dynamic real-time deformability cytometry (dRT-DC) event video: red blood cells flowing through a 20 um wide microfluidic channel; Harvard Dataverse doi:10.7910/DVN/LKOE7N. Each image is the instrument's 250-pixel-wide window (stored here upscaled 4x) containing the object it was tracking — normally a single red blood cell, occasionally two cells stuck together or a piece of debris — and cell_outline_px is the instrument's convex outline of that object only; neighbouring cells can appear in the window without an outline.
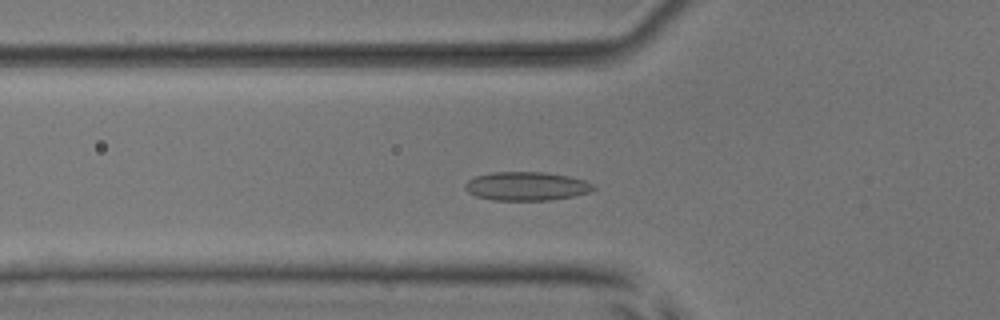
{"species": "common noctule bat (a hibernating species)", "species_latin": "Nyctalus noctula", "temperature_condition": "room temperature", "stored_images_in_passage": 23, "camera_frame_rate_fps": 3000, "um_per_image_px": 0.085, "animal": {"sex": "male", "body_mass_g": 17.9, "forearm_length_mm": 54.2}, "frame": {"image": 1, "passage_image": 5, "time_ms": 1.333, "image_size_px": [1000, 320], "cell_outline_px": [[596, 188], [592, 192], [552, 200], [492, 200], [476, 196], [468, 192], [464, 188], [464, 184], [468, 180], [476, 176], [492, 172], [544, 172], [568, 176], [584, 180], [592, 184]], "centroid_in_image_um": [44.74, 15.83], "position_along_channel_um": 81.1, "area_um2": 21.5}}
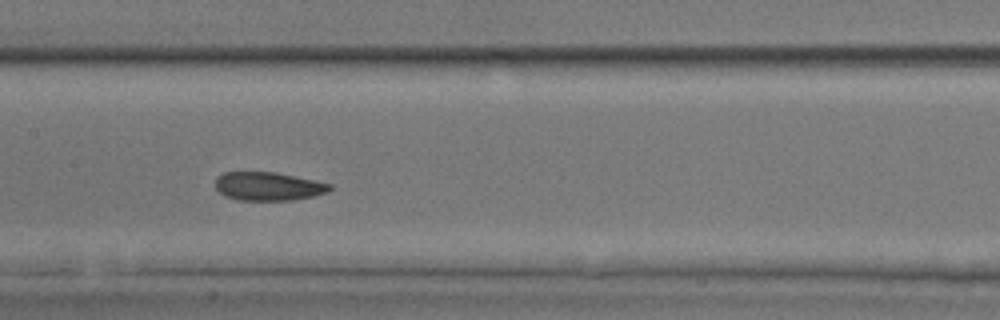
{"frame": {"image": 2, "passage_image": 13, "time_ms": 4.0, "image_size_px": [1000, 320], "cell_outline_px": [[332, 188], [328, 192], [312, 196], [292, 200], [240, 200], [224, 196], [216, 188], [216, 176], [224, 172], [276, 172], [332, 184]], "centroid_in_image_um": [22.79, 15.83], "position_along_channel_um": 184.6, "area_um2": 18.96}}
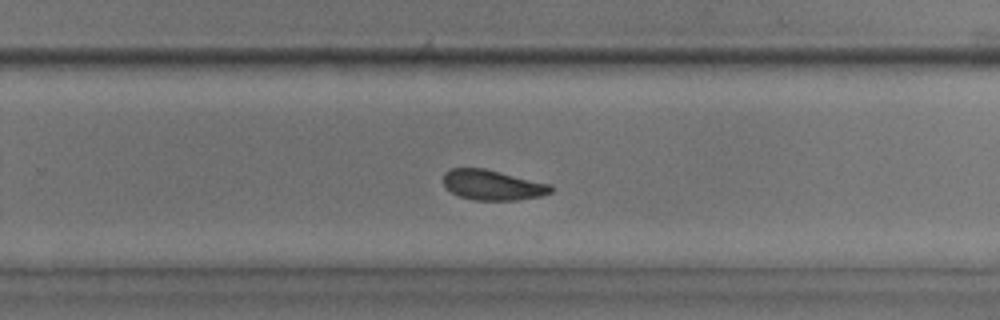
{"frame": {"image": 3, "passage_image": 21, "time_ms": 6.667, "image_size_px": [1000, 320], "cell_outline_px": [[556, 188], [552, 192], [540, 196], [516, 200], [476, 200], [460, 196], [452, 192], [444, 184], [444, 172], [452, 168], [484, 168], [552, 184]], "centroid_in_image_um": [41.92, 15.72], "position_along_channel_um": 287.9, "area_um2": 18.9}}